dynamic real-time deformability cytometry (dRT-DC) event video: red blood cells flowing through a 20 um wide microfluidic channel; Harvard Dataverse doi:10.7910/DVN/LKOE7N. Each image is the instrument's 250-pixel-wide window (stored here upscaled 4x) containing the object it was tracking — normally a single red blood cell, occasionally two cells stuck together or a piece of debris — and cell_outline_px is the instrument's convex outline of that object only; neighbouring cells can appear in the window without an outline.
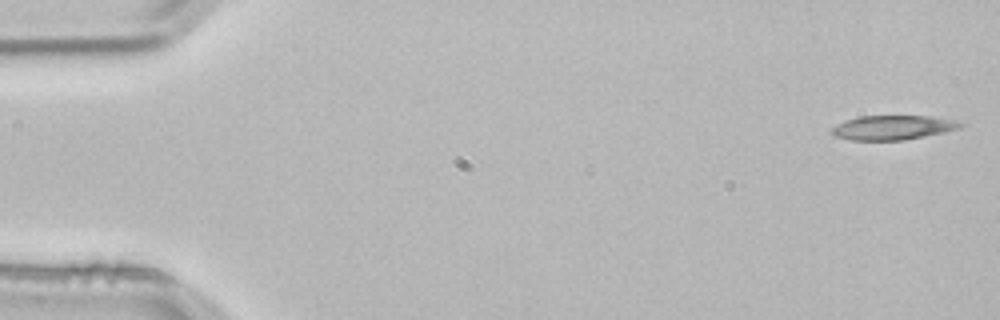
{"species": "common noctule bat (a hibernating species)", "species_latin": "Nyctalus noctula", "temperature_condition": "room temperature", "stored_images_in_passage": 4, "camera_frame_rate_fps": 3000, "um_per_image_px": 0.085, "animal": {"sex": "male", "body_mass_g": 21.5, "forearm_length_mm": 52.0}, "frame": {"image": 1, "passage_image": 1, "time_ms": 0.0, "image_size_px": [1000, 320], "cell_outline_px": [[964, 124], [960, 128], [944, 132], [904, 140], [852, 140], [832, 136], [832, 128], [848, 120], [860, 116], [932, 116], [956, 120]], "centroid_in_image_um": [75.93, 10.84], "position_along_channel_um": 9.1, "area_um2": 18.09}}
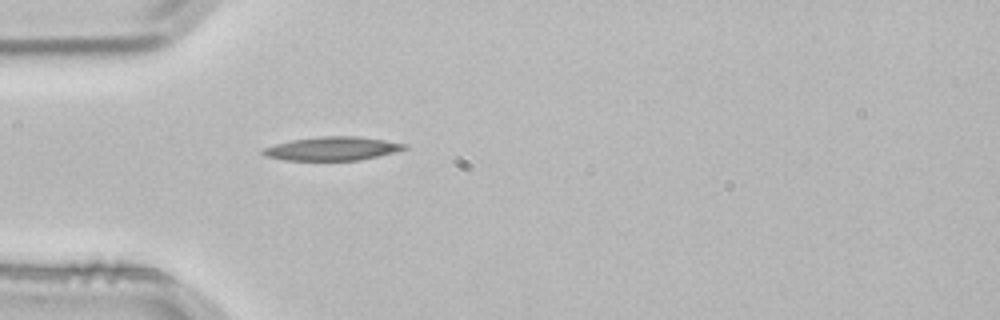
{"frame": {"image": 2, "passage_image": 4, "time_ms": 1.0, "image_size_px": [1000, 320], "cell_outline_px": [[408, 148], [360, 160], [284, 160], [264, 156], [260, 152], [264, 148], [276, 144], [292, 140], [320, 136], [356, 136], [384, 140], [408, 144]], "centroid_in_image_um": [28.22, 12.63], "position_along_channel_um": 56.8, "area_um2": 19.31}}